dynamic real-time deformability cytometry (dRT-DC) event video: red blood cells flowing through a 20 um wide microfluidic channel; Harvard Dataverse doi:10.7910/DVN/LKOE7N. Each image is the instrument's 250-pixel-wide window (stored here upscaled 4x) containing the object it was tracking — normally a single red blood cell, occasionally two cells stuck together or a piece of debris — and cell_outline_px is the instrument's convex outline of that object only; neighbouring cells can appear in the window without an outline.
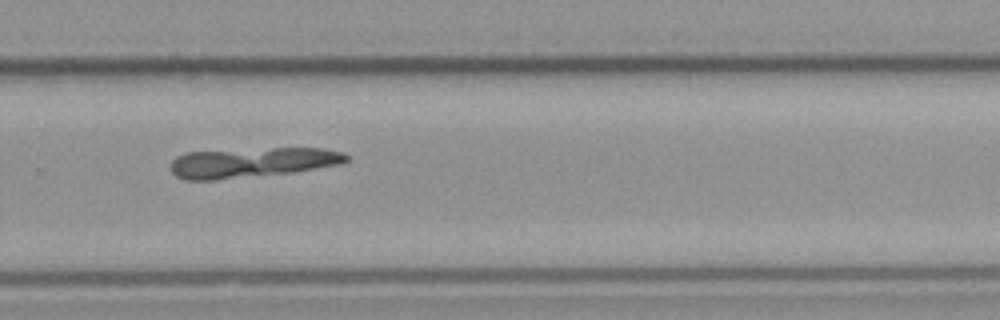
{"species": "common noctule bat (a hibernating species)", "species_latin": "Nyctalus noctula", "temperature_condition": "cold", "stored_images_in_passage": 48, "camera_frame_rate_fps": 3000, "um_per_image_px": 0.085, "animal": {"sex": "male", "body_mass_g": 23.1, "forearm_length_mm": 52.7}, "frame": {"image": 1, "passage_image": 30, "time_ms": 9.667, "image_size_px": [1000, 320], "cell_outline_px": [[348, 160], [340, 164], [296, 172], [212, 180], [184, 180], [176, 176], [172, 172], [172, 160], [176, 156], [188, 152], [272, 148], [320, 148], [344, 152], [348, 156]], "centroid_in_image_um": [21.45, 13.81], "position_along_channel_um": 308.4, "area_um2": 30.58}}
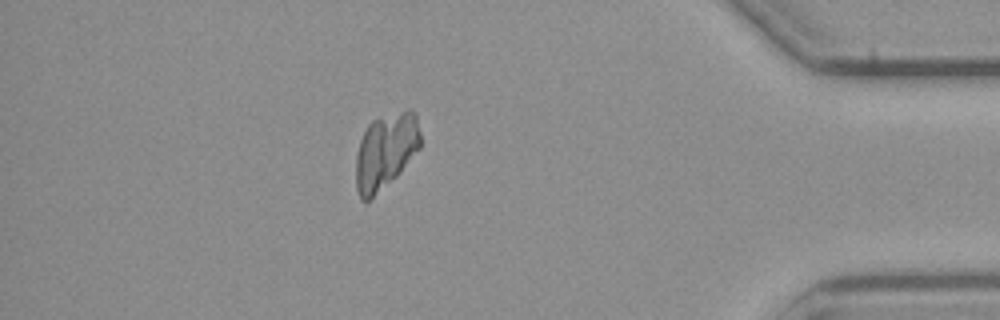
{"frame": {"image": 2, "passage_image": 41, "time_ms": 13.333, "image_size_px": [1000, 320], "cell_outline_px": [[420, 148], [400, 172], [396, 176], [368, 200], [360, 200], [356, 188], [356, 156], [360, 140], [368, 124], [372, 120], [408, 108], [412, 108], [416, 112], [420, 132]], "centroid_in_image_um": [32.79, 12.8], "position_along_channel_um": 402.4, "area_um2": 28.44}}